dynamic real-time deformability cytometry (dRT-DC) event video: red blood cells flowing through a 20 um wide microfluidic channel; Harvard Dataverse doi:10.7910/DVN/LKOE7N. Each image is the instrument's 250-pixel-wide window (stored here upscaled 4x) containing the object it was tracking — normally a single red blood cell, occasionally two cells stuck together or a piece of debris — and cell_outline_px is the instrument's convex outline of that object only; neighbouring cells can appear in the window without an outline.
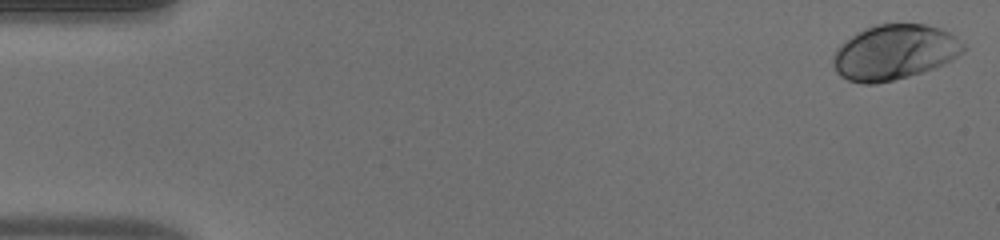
{"species": "human", "species_latin": "Homo sapiens", "temperature_condition": "warm", "stored_images_in_passage": 51, "camera_frame_rate_fps": 3000, "um_per_image_px": 0.085, "donor": {"sex": "male"}, "frame": {"image": 1, "passage_image": 1, "time_ms": 0.0, "image_size_px": [1000, 240], "cell_outline_px": [[968, 48], [964, 52], [952, 60], [932, 68], [908, 76], [876, 84], [864, 84], [848, 80], [840, 76], [836, 72], [832, 64], [832, 56], [836, 48], [840, 44], [864, 28], [876, 24], [924, 24], [940, 28], [956, 36]], "centroid_in_image_um": [76.01, 4.44], "position_along_channel_um": 9.0, "area_um2": 41.91}}
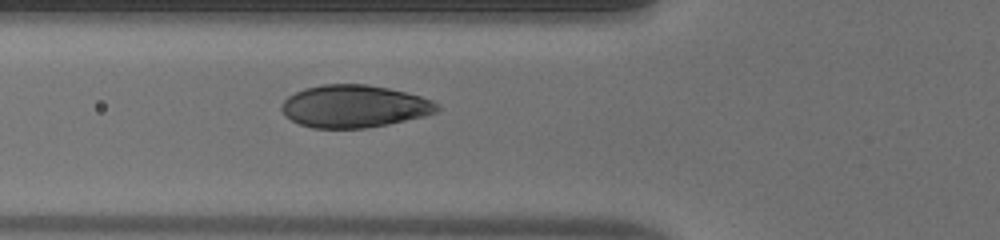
{"frame": {"image": 2, "passage_image": 19, "time_ms": 6.0, "image_size_px": [1000, 240], "cell_outline_px": [[440, 108], [436, 112], [424, 116], [388, 124], [364, 128], [312, 128], [300, 124], [284, 116], [280, 108], [280, 104], [288, 96], [304, 88], [320, 84], [368, 84], [388, 88], [420, 96], [432, 100], [440, 104]], "centroid_in_image_um": [30.09, 9.03], "position_along_channel_um": 95.7, "area_um2": 38.67}}
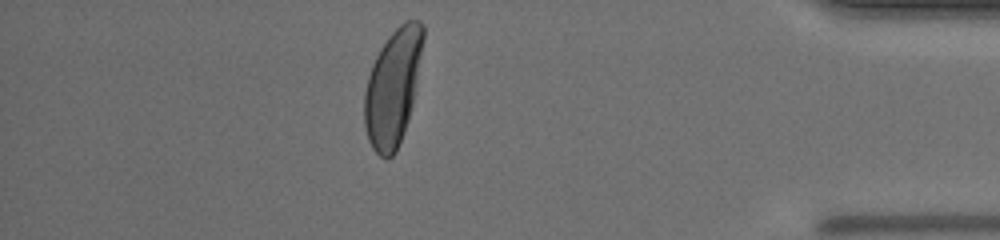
{"frame": {"image": 3, "passage_image": 45, "time_ms": 14.667, "image_size_px": [1000, 240], "cell_outline_px": [[424, 36], [416, 84], [412, 104], [408, 120], [404, 132], [396, 152], [388, 160], [380, 156], [372, 148], [368, 140], [364, 124], [364, 92], [368, 76], [372, 64], [380, 48], [388, 36], [404, 20], [420, 20], [424, 24]], "centroid_in_image_um": [33.38, 7.43], "position_along_channel_um": 401.8, "area_um2": 39.88}, "authors_computed_cell_mechanics": {"area_um2": 39.9976, "velocity_mm_per_s": 3.979, "shape_relaxation_time_tau1_ms": 2.8644, "shape_relaxation_time_tau2_ms": null, "deformation_change_tau1": 0.1696, "deformation_change_tau2": null}}